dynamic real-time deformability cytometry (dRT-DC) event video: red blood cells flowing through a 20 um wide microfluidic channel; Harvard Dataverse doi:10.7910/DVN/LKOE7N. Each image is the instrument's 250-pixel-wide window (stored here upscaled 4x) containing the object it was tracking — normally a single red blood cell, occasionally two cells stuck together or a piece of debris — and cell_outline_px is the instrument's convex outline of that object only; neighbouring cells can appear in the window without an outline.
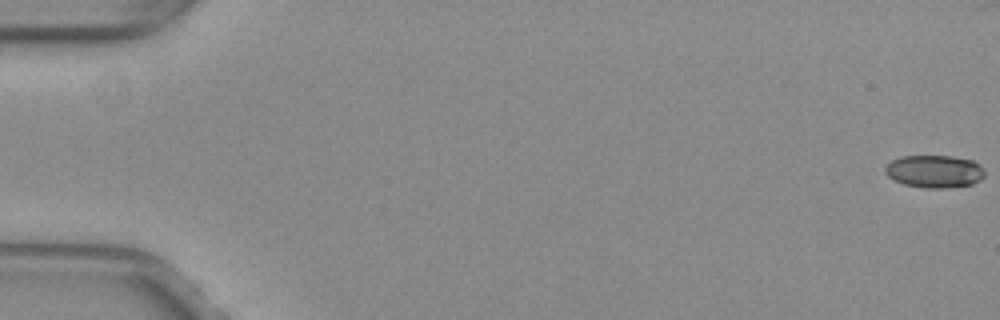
{"species": "common noctule bat (a hibernating species)", "species_latin": "Nyctalus noctula", "temperature_condition": "warm", "stored_images_in_passage": 54, "camera_frame_rate_fps": 3000, "um_per_image_px": 0.085, "animal": {"sex": "female", "body_mass_g": 29.2, "forearm_length_mm": 56.3}, "frame": {"image": 1, "passage_image": 1, "time_ms": 0.0, "image_size_px": [1000, 320], "cell_outline_px": [[984, 176], [980, 180], [972, 184], [944, 188], [924, 188], [904, 184], [888, 176], [884, 172], [884, 168], [892, 160], [900, 156], [952, 156], [972, 160], [980, 164], [984, 168]], "centroid_in_image_um": [79.44, 14.56], "position_along_channel_um": 5.6, "area_um2": 18.96}}
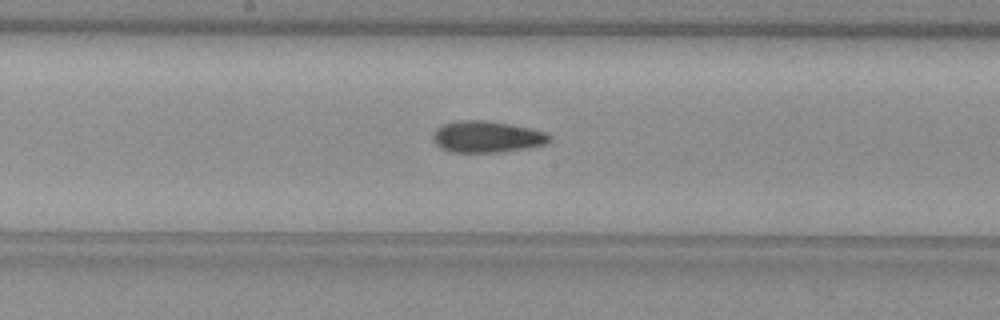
{"frame": {"image": 2, "passage_image": 29, "time_ms": 9.333, "image_size_px": [1000, 320], "cell_outline_px": [[552, 140], [548, 144], [532, 148], [500, 152], [452, 152], [440, 148], [432, 140], [432, 132], [436, 128], [444, 124], [460, 120], [484, 120], [508, 124], [548, 132], [552, 136]], "centroid_in_image_um": [41.42, 11.64], "position_along_channel_um": 206.8, "area_um2": 21.73}}
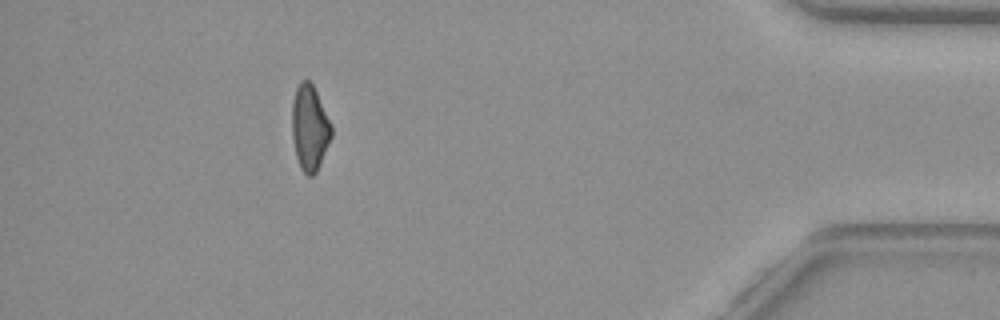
{"frame": {"image": 3, "passage_image": 48, "time_ms": 15.667, "image_size_px": [1000, 320], "cell_outline_px": [[332, 136], [316, 172], [312, 176], [308, 176], [300, 168], [296, 156], [292, 136], [292, 100], [296, 88], [300, 80], [308, 80], [312, 84], [332, 124]], "centroid_in_image_um": [26.31, 10.85], "position_along_channel_um": 408.9, "area_um2": 19.59}, "authors_computed_cell_mechanics": {"area_um2": 20.3167, "velocity_mm_per_s": 4.0466, "shape_relaxation_time_tau1_ms": null, "shape_relaxation_time_tau2_ms": 9.2626, "deformation_change_tau1": null, "deformation_change_tau2": 0.1689}}